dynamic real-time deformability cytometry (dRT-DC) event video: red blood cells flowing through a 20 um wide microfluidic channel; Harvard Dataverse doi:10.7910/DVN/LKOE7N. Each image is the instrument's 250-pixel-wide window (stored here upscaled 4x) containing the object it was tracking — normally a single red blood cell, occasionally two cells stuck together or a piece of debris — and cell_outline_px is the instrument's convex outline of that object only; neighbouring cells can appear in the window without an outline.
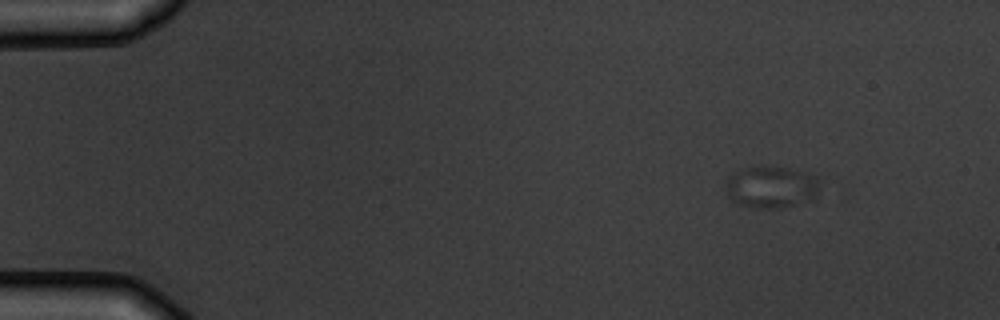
{"species": "common noctule bat (a hibernating species)", "species_latin": "Nyctalus noctula", "temperature_condition": "warm", "stored_images_in_passage": 3, "camera_frame_rate_fps": 3000, "um_per_image_px": 0.085, "animal": {"sex": "male", "body_mass_g": 19.5, "forearm_length_mm": 54.6}, "frame": {"image": 1, "passage_image": 1, "time_ms": 0.0, "image_size_px": [1000, 320], "cell_outline_px": [[820, 180], [816, 192], [812, 200], [780, 208], [760, 208], [744, 204], [732, 200], [728, 196], [724, 184], [728, 176], [744, 168], [788, 168], [804, 172], [816, 176]], "centroid_in_image_um": [65.55, 15.91], "position_along_channel_um": 19.4, "area_um2": 22.43}}